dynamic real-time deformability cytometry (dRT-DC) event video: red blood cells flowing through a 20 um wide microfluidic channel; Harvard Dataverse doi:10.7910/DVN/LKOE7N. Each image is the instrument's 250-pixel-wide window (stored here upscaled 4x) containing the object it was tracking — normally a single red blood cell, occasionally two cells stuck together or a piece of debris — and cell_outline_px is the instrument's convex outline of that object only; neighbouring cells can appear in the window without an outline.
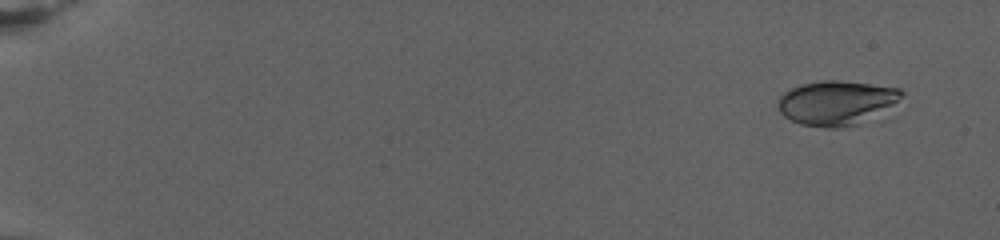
{"species": "human", "species_latin": "Homo sapiens", "temperature_condition": "warm", "stored_images_in_passage": 74, "camera_frame_rate_fps": 3000, "um_per_image_px": 0.085, "donor": {"sex": "female"}, "frame": {"image": 1, "passage_image": 1, "time_ms": 0.0, "image_size_px": [1000, 240], "cell_outline_px": [[904, 92], [892, 104], [856, 124], [840, 128], [824, 128], [800, 124], [784, 116], [780, 112], [780, 96], [784, 92], [800, 84], [824, 80], [840, 80], [900, 88]], "centroid_in_image_um": [71.03, 8.72], "position_along_channel_um": 14.0, "area_um2": 31.15}}
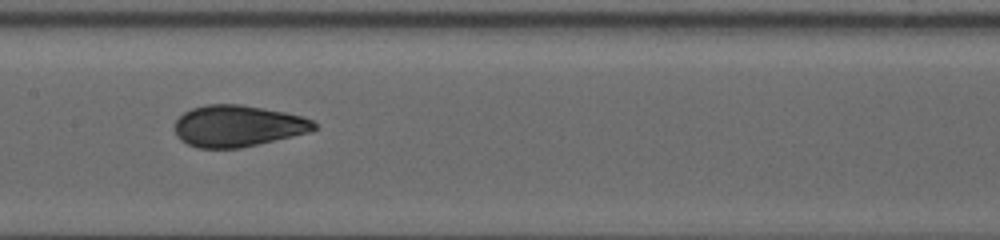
{"frame": {"image": 2, "passage_image": 39, "time_ms": 12.667, "image_size_px": [1000, 240], "cell_outline_px": [[316, 128], [308, 132], [292, 136], [240, 148], [196, 148], [180, 140], [176, 136], [176, 120], [184, 112], [192, 108], [208, 104], [240, 104], [264, 108], [304, 116], [312, 120], [316, 124]], "centroid_in_image_um": [20.2, 10.7], "position_along_channel_um": 187.2, "area_um2": 33.58}}
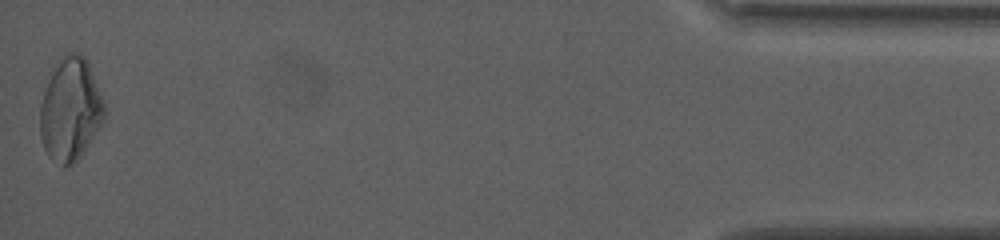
{"frame": {"image": 3, "passage_image": 74, "time_ms": 24.333, "image_size_px": [1000, 240], "cell_outline_px": [[104, 120], [80, 156], [72, 164], [64, 168], [52, 160], [48, 156], [44, 148], [40, 136], [40, 104], [48, 80], [52, 72], [64, 56], [68, 52], [80, 52], [88, 60], [104, 104]], "centroid_in_image_um": [5.97, 9.33], "position_along_channel_um": 429.2, "area_um2": 38.21}, "authors_computed_cell_mechanics": {"area_um2": 33.2061, "velocity_mm_per_s": 2.7482, "shape_relaxation_time_tau1_ms": 9.5323, "shape_relaxation_time_tau2_ms": null, "deformation_change_tau1": 0.2255, "deformation_change_tau2": null}}